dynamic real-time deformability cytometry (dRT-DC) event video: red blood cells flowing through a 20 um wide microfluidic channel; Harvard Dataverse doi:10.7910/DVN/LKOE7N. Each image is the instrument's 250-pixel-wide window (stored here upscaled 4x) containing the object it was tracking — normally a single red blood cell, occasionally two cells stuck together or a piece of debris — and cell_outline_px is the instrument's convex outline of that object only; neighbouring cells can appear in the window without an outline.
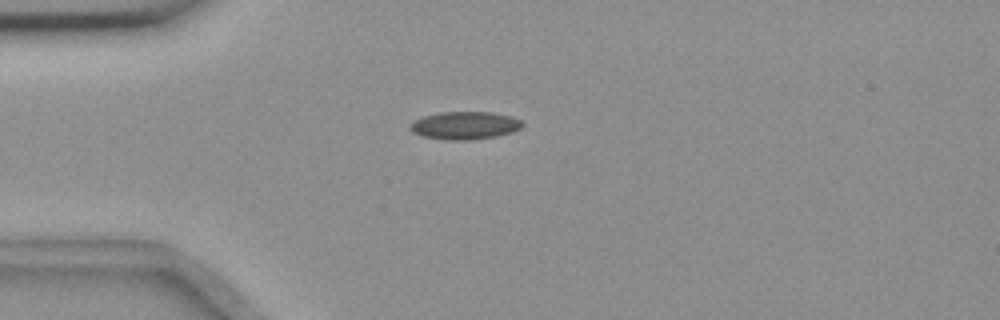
{"species": "common noctule bat (a hibernating species)", "species_latin": "Nyctalus noctula", "temperature_condition": "room temperature", "stored_images_in_passage": 3, "camera_frame_rate_fps": 3000, "um_per_image_px": 0.085, "animal": {"sex": "female", "body_mass_g": 18.4}, "frame": {"image": 1, "passage_image": 2, "time_ms": 1.0, "image_size_px": [1000, 320], "cell_outline_px": [[524, 124], [520, 128], [512, 132], [496, 136], [468, 140], [448, 140], [424, 136], [412, 132], [408, 128], [416, 120], [424, 116], [440, 112], [492, 112], [512, 116], [520, 120]], "centroid_in_image_um": [39.53, 10.66], "position_along_channel_um": 45.5, "area_um2": 18.03}}
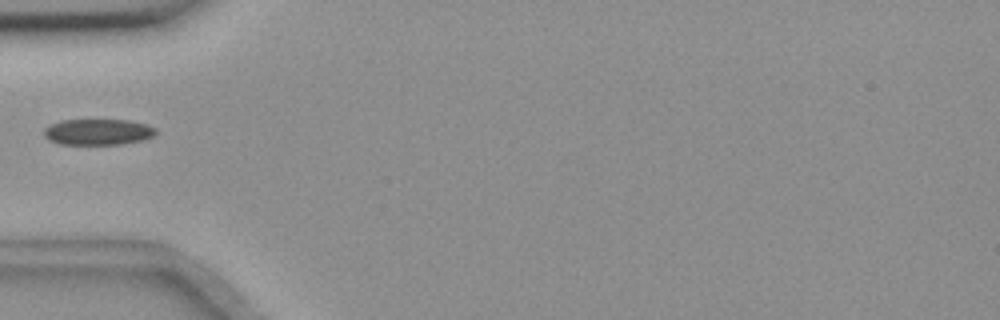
{"frame": {"image": 2, "passage_image": 3, "time_ms": 2.333, "image_size_px": [1000, 320], "cell_outline_px": [[156, 132], [152, 136], [144, 140], [120, 144], [56, 144], [48, 140], [44, 136], [44, 128], [60, 120], [128, 120], [148, 124], [156, 128]], "centroid_in_image_um": [8.32, 11.21], "position_along_channel_um": 76.7, "area_um2": 17.05}}